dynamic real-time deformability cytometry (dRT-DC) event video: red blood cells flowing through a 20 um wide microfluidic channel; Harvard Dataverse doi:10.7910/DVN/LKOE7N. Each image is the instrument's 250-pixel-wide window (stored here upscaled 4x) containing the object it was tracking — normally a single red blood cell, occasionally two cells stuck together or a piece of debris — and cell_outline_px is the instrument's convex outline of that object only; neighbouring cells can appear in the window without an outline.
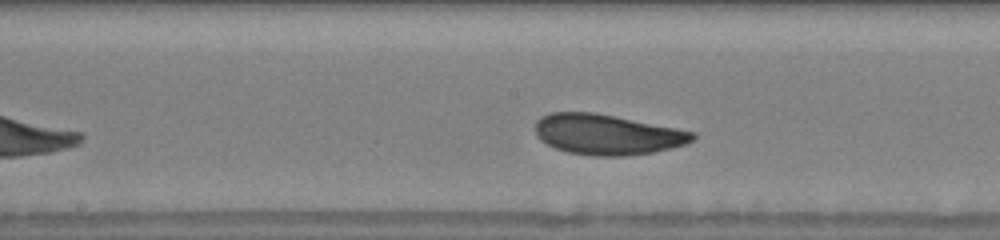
{"species": "human", "species_latin": "Homo sapiens", "temperature_condition": "warm", "stored_images_in_passage": 33, "camera_frame_rate_fps": 3000, "um_per_image_px": 0.085, "donor": {"sex": "male"}, "frame": {"image": 1, "passage_image": 15, "time_ms": 4.667, "image_size_px": [1000, 240], "cell_outline_px": [[696, 136], [688, 144], [672, 148], [652, 152], [628, 156], [592, 156], [568, 152], [556, 148], [540, 140], [536, 136], [536, 120], [540, 116], [552, 112], [592, 112], [676, 128], [696, 132]], "centroid_in_image_um": [51.6, 11.44], "position_along_channel_um": 196.6, "area_um2": 36.99}}